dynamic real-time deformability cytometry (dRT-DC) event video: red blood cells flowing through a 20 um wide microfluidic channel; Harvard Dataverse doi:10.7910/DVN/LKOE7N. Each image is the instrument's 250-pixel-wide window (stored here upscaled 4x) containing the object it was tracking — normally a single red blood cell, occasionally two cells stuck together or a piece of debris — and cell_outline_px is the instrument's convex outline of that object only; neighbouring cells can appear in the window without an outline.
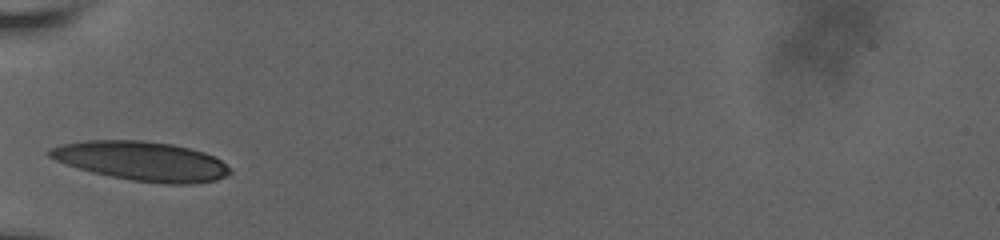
{"species": "human", "species_latin": "Homo sapiens", "temperature_condition": "room temperature", "stored_images_in_passage": 28, "camera_frame_rate_fps": 3000, "um_per_image_px": 0.085, "donor": {"sex": "male"}, "frame": {"image": 1, "passage_image": 1, "time_ms": 0.0, "image_size_px": [1000, 240], "cell_outline_px": [[232, 172], [216, 180], [192, 184], [168, 184], [132, 180], [92, 172], [64, 164], [48, 156], [48, 148], [64, 144], [84, 140], [144, 140], [172, 144], [204, 152], [220, 160], [232, 168]], "centroid_in_image_um": [12.04, 13.69], "position_along_channel_um": 73.0, "area_um2": 41.21}}
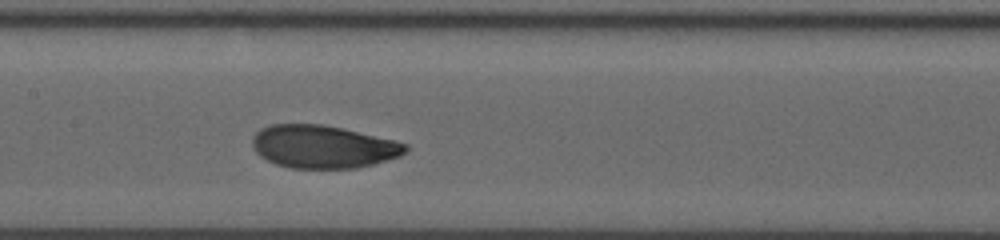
{"frame": {"image": 2, "passage_image": 13, "time_ms": 3.0, "image_size_px": [1000, 240], "cell_outline_px": [[408, 152], [400, 156], [372, 164], [356, 168], [292, 168], [276, 164], [260, 156], [252, 148], [252, 136], [260, 128], [272, 124], [320, 124], [344, 128], [396, 140], [408, 144]], "centroid_in_image_um": [27.47, 12.46], "position_along_channel_um": 179.9, "area_um2": 38.55}}
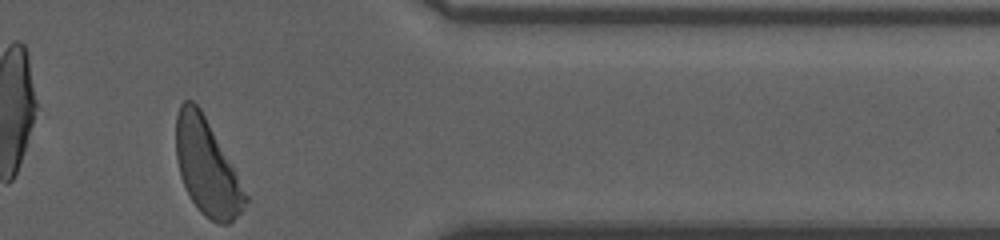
{"frame": {"image": 3, "passage_image": 26, "time_ms": 9.333, "image_size_px": [1000, 240], "cell_outline_px": [[248, 200], [240, 212], [228, 224], [220, 224], [204, 216], [200, 212], [192, 200], [180, 176], [176, 156], [176, 116], [180, 104], [184, 100], [192, 100], [200, 108], [248, 196]], "centroid_in_image_um": [17.55, 14.21], "position_along_channel_um": 393.8, "area_um2": 37.74}, "authors_computed_cell_mechanics": {"area_um2": 38.5237, "velocity_mm_per_s": 3.6073, "shape_relaxation_time_tau1_ms": 3.1056, "shape_relaxation_time_tau2_ms": 2.7322, "deformation_change_tau1": 0.1426, "deformation_change_tau2": 0.0812}}